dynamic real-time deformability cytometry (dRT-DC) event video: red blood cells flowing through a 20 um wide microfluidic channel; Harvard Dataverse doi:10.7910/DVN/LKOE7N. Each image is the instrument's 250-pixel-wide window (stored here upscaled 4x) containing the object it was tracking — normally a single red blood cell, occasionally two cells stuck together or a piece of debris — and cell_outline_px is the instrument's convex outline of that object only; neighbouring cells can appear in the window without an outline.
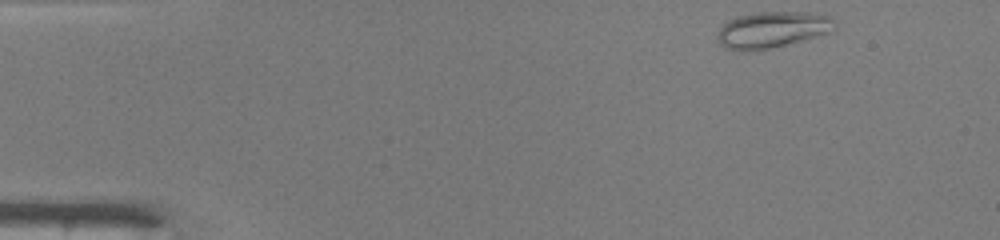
{"species": "common noctule bat (a hibernating species)", "species_latin": "Nyctalus noctula", "temperature_condition": "warm", "stored_images_in_passage": 43, "camera_frame_rate_fps": 3000, "um_per_image_px": 0.085, "animal": {"sex": "male", "body_mass_g": 19.0, "forearm_length_mm": 50.8}, "frame": {"image": 1, "passage_image": 1, "time_ms": 0.0, "image_size_px": [1000, 240], "cell_outline_px": [[832, 20], [828, 32], [800, 40], [768, 48], [748, 52], [724, 48], [716, 40], [716, 36], [720, 28], [728, 20], [736, 16], [756, 12], [812, 12], [828, 16]], "centroid_in_image_um": [65.49, 2.52], "position_along_channel_um": 19.5, "area_um2": 24.28}}
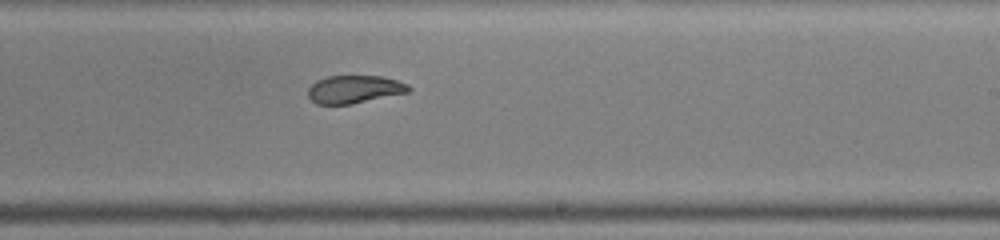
{"frame": {"image": 2, "passage_image": 25, "time_ms": 8.0, "image_size_px": [1000, 240], "cell_outline_px": [[412, 88], [408, 92], [352, 104], [316, 104], [308, 96], [308, 88], [316, 80], [328, 76], [384, 76], [408, 84]], "centroid_in_image_um": [30.12, 7.58], "position_along_channel_um": 258.9, "area_um2": 16.36}}
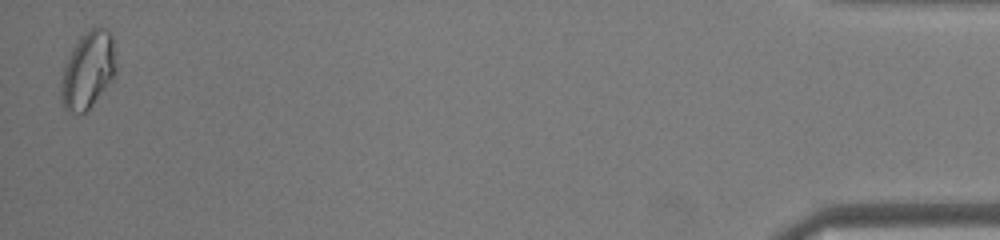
{"frame": {"image": 3, "passage_image": 43, "time_ms": 14.0, "image_size_px": [1000, 240], "cell_outline_px": [[116, 72], [92, 104], [84, 112], [68, 112], [64, 108], [60, 100], [60, 76], [72, 48], [88, 28], [108, 28], [112, 36], [116, 64]], "centroid_in_image_um": [7.44, 5.94], "position_along_channel_um": 427.8, "area_um2": 24.45}, "authors_computed_cell_mechanics": {"area_um2": 19.1318, "velocity_mm_per_s": 4.2415, "shape_relaxation_time_tau1_ms": null, "shape_relaxation_time_tau2_ms": 1.8831, "deformation_change_tau1": null, "deformation_change_tau2": 0.0613}}